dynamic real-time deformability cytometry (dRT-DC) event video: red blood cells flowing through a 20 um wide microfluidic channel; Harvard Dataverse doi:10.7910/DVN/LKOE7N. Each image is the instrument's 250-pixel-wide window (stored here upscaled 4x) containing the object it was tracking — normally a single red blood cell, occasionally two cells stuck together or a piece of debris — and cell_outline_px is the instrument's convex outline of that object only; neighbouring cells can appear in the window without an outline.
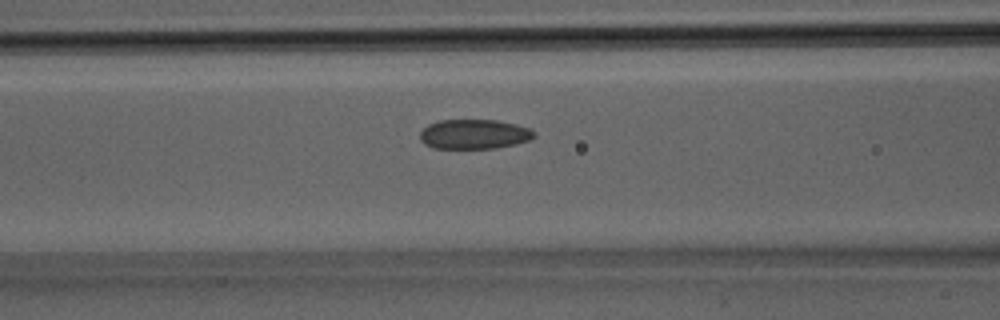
{"species": "Egyptian fruit bat (a non-hibernating species)", "species_latin": "Rousettus aegyptiacus", "temperature_condition": "room temperature", "stored_images_in_passage": 29, "camera_frame_rate_fps": 3000, "um_per_image_px": 0.085, "animal": {"sex": "male"}, "frame": {"image": 1, "passage_image": 11, "time_ms": 3.333, "image_size_px": [1000, 320], "cell_outline_px": [[536, 136], [528, 140], [516, 144], [496, 148], [432, 148], [424, 144], [420, 140], [420, 132], [428, 124], [440, 120], [496, 120], [528, 128], [536, 132]], "centroid_in_image_um": [40.27, 11.41], "position_along_channel_um": 126.3, "area_um2": 19.65}}
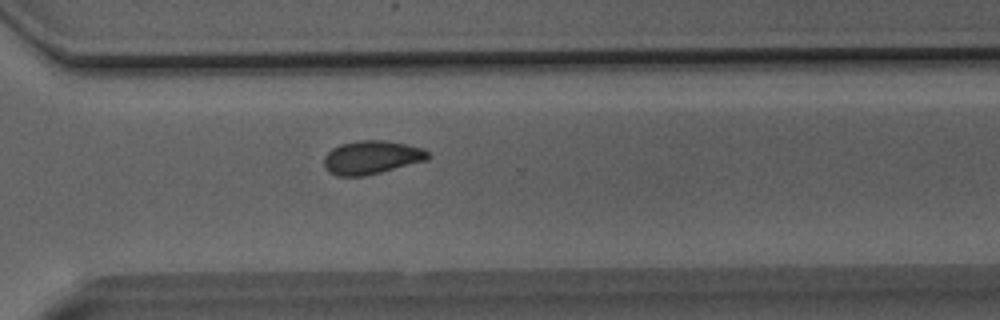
{"frame": {"image": 2, "passage_image": 21, "time_ms": 6.667, "image_size_px": [1000, 320], "cell_outline_px": [[428, 160], [364, 176], [336, 176], [328, 172], [324, 164], [324, 156], [332, 148], [340, 144], [360, 140], [380, 140], [404, 144], [424, 148], [428, 152]], "centroid_in_image_um": [31.56, 13.38], "position_along_channel_um": 339.0, "area_um2": 20.17}}
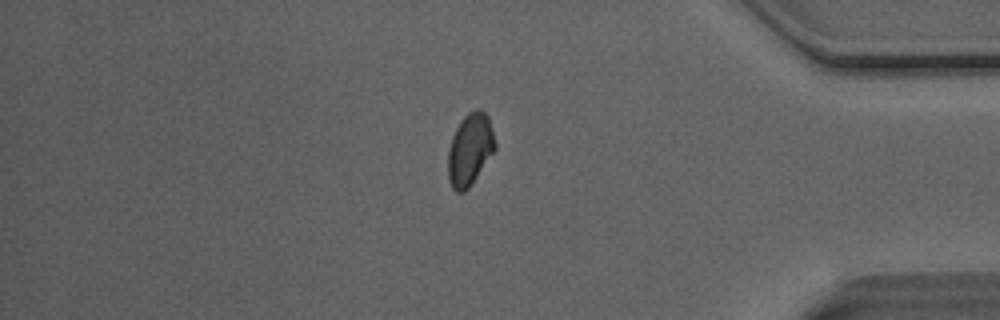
{"frame": {"image": 3, "passage_image": 25, "time_ms": 8.0, "image_size_px": [1000, 320], "cell_outline_px": [[496, 148], [468, 188], [464, 192], [456, 192], [452, 188], [448, 180], [448, 148], [452, 136], [460, 120], [468, 112], [476, 108], [480, 108], [488, 116], [492, 128], [496, 144]], "centroid_in_image_um": [39.93, 12.68], "position_along_channel_um": 395.3, "area_um2": 19.77}}